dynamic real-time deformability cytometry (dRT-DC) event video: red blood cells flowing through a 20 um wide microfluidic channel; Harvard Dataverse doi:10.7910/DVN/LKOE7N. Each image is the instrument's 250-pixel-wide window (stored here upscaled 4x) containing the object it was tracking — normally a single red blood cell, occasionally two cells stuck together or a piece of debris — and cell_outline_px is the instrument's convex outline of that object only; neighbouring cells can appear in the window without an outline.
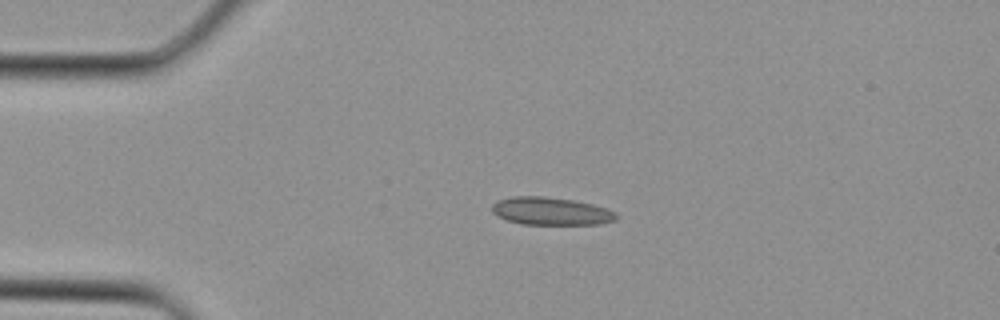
{"species": "Egyptian fruit bat (a non-hibernating species)", "species_latin": "Rousettus aegyptiacus", "temperature_condition": "cold", "stored_images_in_passage": 3, "camera_frame_rate_fps": 3000, "um_per_image_px": 0.085, "animal": {"sex": "female"}, "frame": {"image": 1, "passage_image": 2, "time_ms": 0.333, "image_size_px": [1000, 320], "cell_outline_px": [[616, 220], [600, 224], [520, 224], [496, 216], [492, 212], [492, 204], [496, 200], [512, 196], [544, 196], [572, 200], [592, 204], [616, 212]], "centroid_in_image_um": [46.78, 17.94], "position_along_channel_um": 38.2, "area_um2": 20.11}}